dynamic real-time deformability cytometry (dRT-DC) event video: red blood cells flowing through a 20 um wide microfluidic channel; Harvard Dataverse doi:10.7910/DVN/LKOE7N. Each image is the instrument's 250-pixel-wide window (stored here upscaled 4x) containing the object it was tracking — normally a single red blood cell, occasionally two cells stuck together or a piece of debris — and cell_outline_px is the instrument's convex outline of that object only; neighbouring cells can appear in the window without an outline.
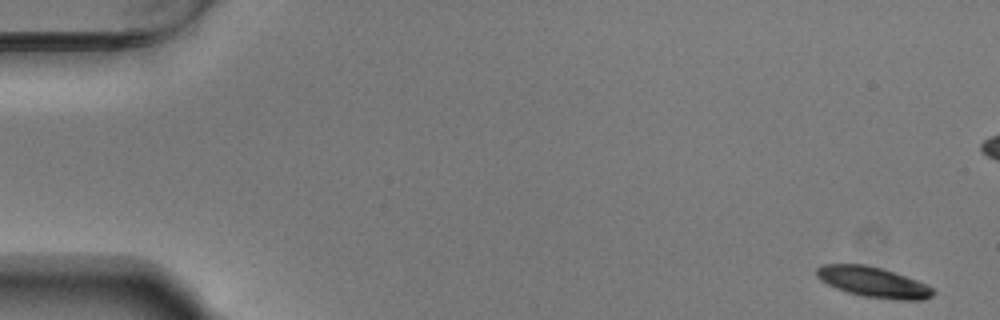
{"species": "Egyptian fruit bat (a non-hibernating species)", "species_latin": "Rousettus aegyptiacus", "temperature_condition": "warm", "stored_images_in_passage": 55, "camera_frame_rate_fps": 3000, "um_per_image_px": 0.085, "animal": {"sex": "male"}, "frame": {"image": 1, "passage_image": 1, "time_ms": 0.0, "image_size_px": [1000, 320], "cell_outline_px": [[936, 292], [932, 296], [924, 300], [896, 300], [864, 296], [848, 292], [836, 288], [820, 280], [816, 276], [816, 268], [824, 264], [864, 264], [884, 268], [916, 280], [932, 288]], "centroid_in_image_um": [74.23, 23.97], "position_along_channel_um": 10.8, "area_um2": 20.63}}
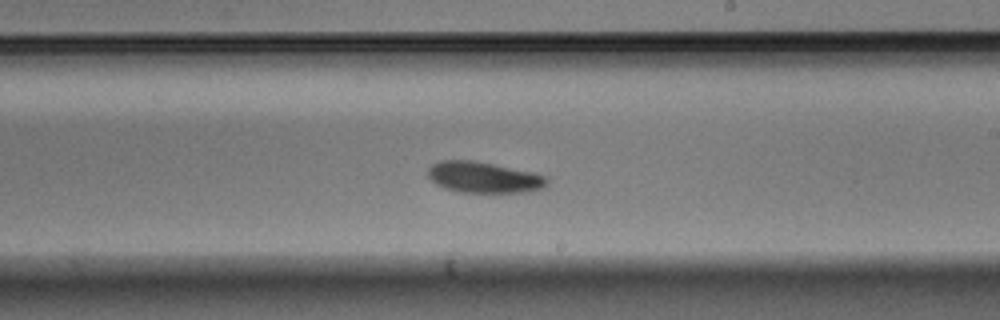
{"frame": {"image": 2, "passage_image": 32, "time_ms": 10.333, "image_size_px": [1000, 320], "cell_outline_px": [[548, 184], [544, 188], [524, 192], [460, 192], [444, 188], [436, 184], [428, 176], [428, 168], [432, 164], [440, 160], [476, 160], [536, 172], [548, 176]], "centroid_in_image_um": [41.16, 15.06], "position_along_channel_um": 247.8, "area_um2": 21.91}}
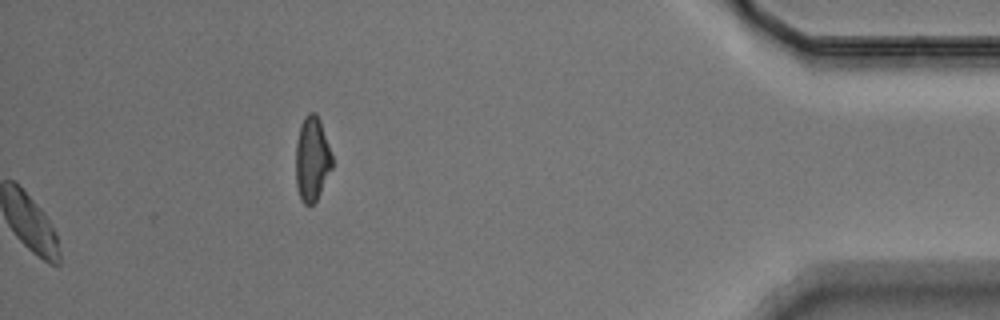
{"frame": {"image": 3, "passage_image": 55, "time_ms": 18.0, "image_size_px": [1000, 320], "cell_outline_px": [[332, 168], [316, 200], [312, 204], [304, 204], [300, 200], [296, 188], [296, 140], [300, 124], [304, 116], [308, 112], [316, 112], [320, 120], [332, 156]], "centroid_in_image_um": [26.5, 13.49], "position_along_channel_um": 408.7, "area_um2": 17.98}, "authors_computed_cell_mechanics": {"area_um2": 20.9814, "velocity_mm_per_s": 3.6777, "shape_relaxation_time_tau1_ms": 5.909, "shape_relaxation_time_tau2_ms": 9.8519, "deformation_change_tau1": 0.1459, "deformation_change_tau2": 0.1408}}